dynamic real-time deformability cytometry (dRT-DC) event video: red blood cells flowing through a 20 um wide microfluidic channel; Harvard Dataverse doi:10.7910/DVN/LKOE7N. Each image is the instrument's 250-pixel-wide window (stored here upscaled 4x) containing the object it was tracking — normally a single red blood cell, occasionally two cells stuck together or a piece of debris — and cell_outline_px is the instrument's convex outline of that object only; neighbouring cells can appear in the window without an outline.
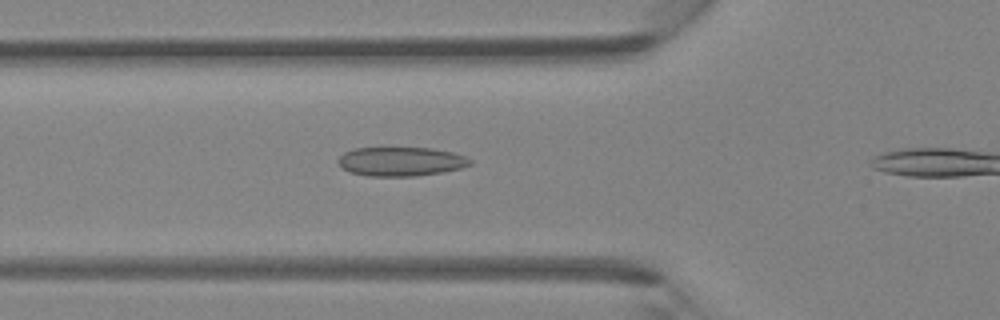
{"species": "Egyptian fruit bat (a non-hibernating species)", "species_latin": "Rousettus aegyptiacus", "temperature_condition": "room temperature", "stored_images_in_passage": 14, "camera_frame_rate_fps": 3000, "um_per_image_px": 0.085, "animal": {"sex": "female"}, "frame": {"image": 1, "passage_image": 7, "time_ms": 2.0, "image_size_px": [1000, 320], "cell_outline_px": [[472, 164], [460, 168], [444, 172], [416, 176], [368, 176], [348, 172], [340, 168], [336, 160], [344, 152], [352, 148], [432, 148], [452, 152], [464, 156], [472, 160]], "centroid_in_image_um": [34.03, 13.73], "position_along_channel_um": 91.8, "area_um2": 22.6}}
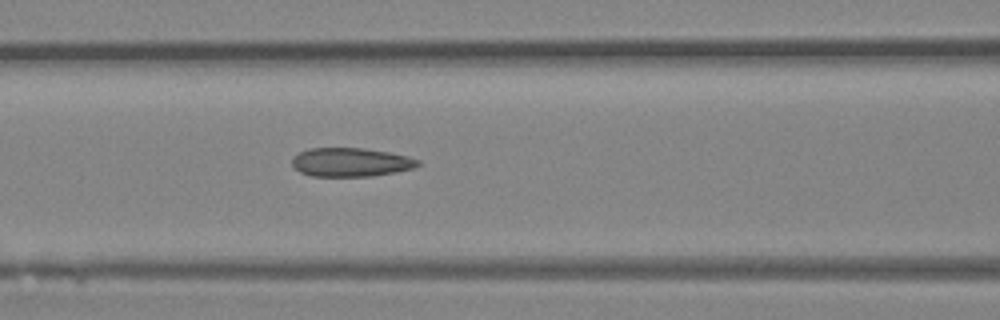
{"frame": {"image": 2, "passage_image": 10, "time_ms": 3.0, "image_size_px": [1000, 320], "cell_outline_px": [[420, 164], [412, 168], [396, 172], [372, 176], [312, 176], [300, 172], [292, 164], [292, 156], [308, 148], [364, 148], [388, 152], [408, 156], [420, 160]], "centroid_in_image_um": [29.81, 13.78], "position_along_channel_um": 136.8, "area_um2": 21.1}}